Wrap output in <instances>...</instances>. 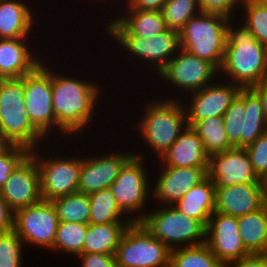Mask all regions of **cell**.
I'll return each mask as SVG.
<instances>
[{"mask_svg":"<svg viewBox=\"0 0 267 267\" xmlns=\"http://www.w3.org/2000/svg\"><path fill=\"white\" fill-rule=\"evenodd\" d=\"M51 71L52 104L56 127L61 134H77L93 119L99 85ZM61 75V76H60ZM94 83V84H93Z\"/></svg>","mask_w":267,"mask_h":267,"instance_id":"6da1fadb","label":"cell"},{"mask_svg":"<svg viewBox=\"0 0 267 267\" xmlns=\"http://www.w3.org/2000/svg\"><path fill=\"white\" fill-rule=\"evenodd\" d=\"M231 23H228L225 57L219 72L240 88H251L267 79V47L243 25L234 29Z\"/></svg>","mask_w":267,"mask_h":267,"instance_id":"7a4b0ae2","label":"cell"},{"mask_svg":"<svg viewBox=\"0 0 267 267\" xmlns=\"http://www.w3.org/2000/svg\"><path fill=\"white\" fill-rule=\"evenodd\" d=\"M146 105L141 122H136L135 128L160 158L187 126L185 108L180 99L172 96L166 100L153 98Z\"/></svg>","mask_w":267,"mask_h":267,"instance_id":"3957f363","label":"cell"},{"mask_svg":"<svg viewBox=\"0 0 267 267\" xmlns=\"http://www.w3.org/2000/svg\"><path fill=\"white\" fill-rule=\"evenodd\" d=\"M230 18L222 14L200 13L179 32L180 48L221 69L225 57Z\"/></svg>","mask_w":267,"mask_h":267,"instance_id":"277c9868","label":"cell"},{"mask_svg":"<svg viewBox=\"0 0 267 267\" xmlns=\"http://www.w3.org/2000/svg\"><path fill=\"white\" fill-rule=\"evenodd\" d=\"M0 132L14 145L29 151L37 149L39 142L45 138L27 115L23 77L0 79Z\"/></svg>","mask_w":267,"mask_h":267,"instance_id":"5b68a950","label":"cell"},{"mask_svg":"<svg viewBox=\"0 0 267 267\" xmlns=\"http://www.w3.org/2000/svg\"><path fill=\"white\" fill-rule=\"evenodd\" d=\"M149 213L144 214L141 223L170 250L206 242V227L199 220L177 211L172 205H161V208Z\"/></svg>","mask_w":267,"mask_h":267,"instance_id":"8992f818","label":"cell"},{"mask_svg":"<svg viewBox=\"0 0 267 267\" xmlns=\"http://www.w3.org/2000/svg\"><path fill=\"white\" fill-rule=\"evenodd\" d=\"M117 267H169L171 250L141 222L129 225L115 253Z\"/></svg>","mask_w":267,"mask_h":267,"instance_id":"52a82bcc","label":"cell"},{"mask_svg":"<svg viewBox=\"0 0 267 267\" xmlns=\"http://www.w3.org/2000/svg\"><path fill=\"white\" fill-rule=\"evenodd\" d=\"M141 153L134 154L124 163L118 177L110 186L112 194L115 197L117 205L121 211L129 217L133 222H141L145 215L142 211L149 194V178L146 167H144V157ZM149 188V189H148ZM137 213L140 215H131ZM131 215L128 216V215Z\"/></svg>","mask_w":267,"mask_h":267,"instance_id":"ba28073f","label":"cell"},{"mask_svg":"<svg viewBox=\"0 0 267 267\" xmlns=\"http://www.w3.org/2000/svg\"><path fill=\"white\" fill-rule=\"evenodd\" d=\"M48 67L43 61L34 71L23 76L27 115L45 139L53 128L57 129L52 104L51 69Z\"/></svg>","mask_w":267,"mask_h":267,"instance_id":"9c48e42d","label":"cell"},{"mask_svg":"<svg viewBox=\"0 0 267 267\" xmlns=\"http://www.w3.org/2000/svg\"><path fill=\"white\" fill-rule=\"evenodd\" d=\"M59 219L51 201H44L14 212V231L22 242L52 249Z\"/></svg>","mask_w":267,"mask_h":267,"instance_id":"30bf717a","label":"cell"},{"mask_svg":"<svg viewBox=\"0 0 267 267\" xmlns=\"http://www.w3.org/2000/svg\"><path fill=\"white\" fill-rule=\"evenodd\" d=\"M39 148L30 151L36 158L40 172L41 195L44 201L78 192L81 158L55 156L43 158Z\"/></svg>","mask_w":267,"mask_h":267,"instance_id":"8fae6325","label":"cell"},{"mask_svg":"<svg viewBox=\"0 0 267 267\" xmlns=\"http://www.w3.org/2000/svg\"><path fill=\"white\" fill-rule=\"evenodd\" d=\"M219 70L209 61L200 59L188 51L179 49L177 54L157 74L178 89L189 93L200 90L211 83ZM218 72V73H217Z\"/></svg>","mask_w":267,"mask_h":267,"instance_id":"7c38bea8","label":"cell"},{"mask_svg":"<svg viewBox=\"0 0 267 267\" xmlns=\"http://www.w3.org/2000/svg\"><path fill=\"white\" fill-rule=\"evenodd\" d=\"M111 36L131 56L138 60L143 59L141 61L144 62L148 61L156 73H159L180 49L179 32L171 29L148 39L137 35Z\"/></svg>","mask_w":267,"mask_h":267,"instance_id":"4fadbf2b","label":"cell"},{"mask_svg":"<svg viewBox=\"0 0 267 267\" xmlns=\"http://www.w3.org/2000/svg\"><path fill=\"white\" fill-rule=\"evenodd\" d=\"M0 193L14 212L43 200L39 167L31 153L12 171Z\"/></svg>","mask_w":267,"mask_h":267,"instance_id":"5bb4252c","label":"cell"},{"mask_svg":"<svg viewBox=\"0 0 267 267\" xmlns=\"http://www.w3.org/2000/svg\"><path fill=\"white\" fill-rule=\"evenodd\" d=\"M207 176L215 187L236 184H260L245 148L233 147L210 155Z\"/></svg>","mask_w":267,"mask_h":267,"instance_id":"9a60e30c","label":"cell"},{"mask_svg":"<svg viewBox=\"0 0 267 267\" xmlns=\"http://www.w3.org/2000/svg\"><path fill=\"white\" fill-rule=\"evenodd\" d=\"M205 243L224 266L249 255L240 238L237 217L231 215L213 212L206 226Z\"/></svg>","mask_w":267,"mask_h":267,"instance_id":"2e32d148","label":"cell"},{"mask_svg":"<svg viewBox=\"0 0 267 267\" xmlns=\"http://www.w3.org/2000/svg\"><path fill=\"white\" fill-rule=\"evenodd\" d=\"M223 84L212 82L204 88L190 93V106L187 108L186 103L183 104L188 126L225 114L241 88L231 82Z\"/></svg>","mask_w":267,"mask_h":267,"instance_id":"e0dca14e","label":"cell"},{"mask_svg":"<svg viewBox=\"0 0 267 267\" xmlns=\"http://www.w3.org/2000/svg\"><path fill=\"white\" fill-rule=\"evenodd\" d=\"M134 153L116 152L99 157L85 156L81 159L78 192L86 195L110 188L118 177L124 163Z\"/></svg>","mask_w":267,"mask_h":267,"instance_id":"ac0fdd59","label":"cell"},{"mask_svg":"<svg viewBox=\"0 0 267 267\" xmlns=\"http://www.w3.org/2000/svg\"><path fill=\"white\" fill-rule=\"evenodd\" d=\"M164 167L156 180L151 196L163 205H173L179 201L191 188L207 177V168L198 167ZM162 202V203H161Z\"/></svg>","mask_w":267,"mask_h":267,"instance_id":"d6986e66","label":"cell"},{"mask_svg":"<svg viewBox=\"0 0 267 267\" xmlns=\"http://www.w3.org/2000/svg\"><path fill=\"white\" fill-rule=\"evenodd\" d=\"M266 202L261 184L216 187L214 212L238 218L260 209Z\"/></svg>","mask_w":267,"mask_h":267,"instance_id":"ffe728a7","label":"cell"},{"mask_svg":"<svg viewBox=\"0 0 267 267\" xmlns=\"http://www.w3.org/2000/svg\"><path fill=\"white\" fill-rule=\"evenodd\" d=\"M210 155L203 146L195 130L186 126L172 146L160 157V161L167 167L208 168Z\"/></svg>","mask_w":267,"mask_h":267,"instance_id":"44dd1931","label":"cell"},{"mask_svg":"<svg viewBox=\"0 0 267 267\" xmlns=\"http://www.w3.org/2000/svg\"><path fill=\"white\" fill-rule=\"evenodd\" d=\"M126 14L107 22L105 31L109 35H137L148 39L168 29L161 11H141L128 8Z\"/></svg>","mask_w":267,"mask_h":267,"instance_id":"7402d4cb","label":"cell"},{"mask_svg":"<svg viewBox=\"0 0 267 267\" xmlns=\"http://www.w3.org/2000/svg\"><path fill=\"white\" fill-rule=\"evenodd\" d=\"M28 38L0 39V79H19L34 71L43 61L32 55Z\"/></svg>","mask_w":267,"mask_h":267,"instance_id":"603a6c76","label":"cell"},{"mask_svg":"<svg viewBox=\"0 0 267 267\" xmlns=\"http://www.w3.org/2000/svg\"><path fill=\"white\" fill-rule=\"evenodd\" d=\"M216 187L207 176L172 206L188 217L199 220L205 227L215 209Z\"/></svg>","mask_w":267,"mask_h":267,"instance_id":"cb8c5ba5","label":"cell"},{"mask_svg":"<svg viewBox=\"0 0 267 267\" xmlns=\"http://www.w3.org/2000/svg\"><path fill=\"white\" fill-rule=\"evenodd\" d=\"M31 11L20 0H0V39L28 38L35 22Z\"/></svg>","mask_w":267,"mask_h":267,"instance_id":"d4e9b609","label":"cell"},{"mask_svg":"<svg viewBox=\"0 0 267 267\" xmlns=\"http://www.w3.org/2000/svg\"><path fill=\"white\" fill-rule=\"evenodd\" d=\"M243 247L249 254H267V202L237 218Z\"/></svg>","mask_w":267,"mask_h":267,"instance_id":"484cf974","label":"cell"},{"mask_svg":"<svg viewBox=\"0 0 267 267\" xmlns=\"http://www.w3.org/2000/svg\"><path fill=\"white\" fill-rule=\"evenodd\" d=\"M132 223L88 224L83 253L115 255L125 229Z\"/></svg>","mask_w":267,"mask_h":267,"instance_id":"4316f807","label":"cell"},{"mask_svg":"<svg viewBox=\"0 0 267 267\" xmlns=\"http://www.w3.org/2000/svg\"><path fill=\"white\" fill-rule=\"evenodd\" d=\"M88 198L91 224L133 223L129 217L124 216L110 188L89 194Z\"/></svg>","mask_w":267,"mask_h":267,"instance_id":"83f0119b","label":"cell"},{"mask_svg":"<svg viewBox=\"0 0 267 267\" xmlns=\"http://www.w3.org/2000/svg\"><path fill=\"white\" fill-rule=\"evenodd\" d=\"M191 127L202 140L203 146L209 155L233 148L225 132L223 116H214L198 121Z\"/></svg>","mask_w":267,"mask_h":267,"instance_id":"f1b7e54d","label":"cell"},{"mask_svg":"<svg viewBox=\"0 0 267 267\" xmlns=\"http://www.w3.org/2000/svg\"><path fill=\"white\" fill-rule=\"evenodd\" d=\"M59 222L90 223V201L88 195L80 192L68 194L51 201Z\"/></svg>","mask_w":267,"mask_h":267,"instance_id":"f546056e","label":"cell"},{"mask_svg":"<svg viewBox=\"0 0 267 267\" xmlns=\"http://www.w3.org/2000/svg\"><path fill=\"white\" fill-rule=\"evenodd\" d=\"M244 148L267 131L261 100L251 88H244Z\"/></svg>","mask_w":267,"mask_h":267,"instance_id":"4dcf8cb0","label":"cell"},{"mask_svg":"<svg viewBox=\"0 0 267 267\" xmlns=\"http://www.w3.org/2000/svg\"><path fill=\"white\" fill-rule=\"evenodd\" d=\"M170 267H225L206 243L171 250Z\"/></svg>","mask_w":267,"mask_h":267,"instance_id":"1f68e13d","label":"cell"},{"mask_svg":"<svg viewBox=\"0 0 267 267\" xmlns=\"http://www.w3.org/2000/svg\"><path fill=\"white\" fill-rule=\"evenodd\" d=\"M87 224L59 222L52 251L62 250L64 254H72L74 257L83 254Z\"/></svg>","mask_w":267,"mask_h":267,"instance_id":"d6a6232c","label":"cell"},{"mask_svg":"<svg viewBox=\"0 0 267 267\" xmlns=\"http://www.w3.org/2000/svg\"><path fill=\"white\" fill-rule=\"evenodd\" d=\"M225 132L233 147L244 148L245 104L244 88H241L223 115Z\"/></svg>","mask_w":267,"mask_h":267,"instance_id":"836d02e7","label":"cell"},{"mask_svg":"<svg viewBox=\"0 0 267 267\" xmlns=\"http://www.w3.org/2000/svg\"><path fill=\"white\" fill-rule=\"evenodd\" d=\"M161 13L166 27L180 32L192 17L201 13V9L198 0H167Z\"/></svg>","mask_w":267,"mask_h":267,"instance_id":"e575fe53","label":"cell"},{"mask_svg":"<svg viewBox=\"0 0 267 267\" xmlns=\"http://www.w3.org/2000/svg\"><path fill=\"white\" fill-rule=\"evenodd\" d=\"M245 11L243 26L267 47V0H244Z\"/></svg>","mask_w":267,"mask_h":267,"instance_id":"d590c367","label":"cell"},{"mask_svg":"<svg viewBox=\"0 0 267 267\" xmlns=\"http://www.w3.org/2000/svg\"><path fill=\"white\" fill-rule=\"evenodd\" d=\"M24 243L14 230L0 234V267H23Z\"/></svg>","mask_w":267,"mask_h":267,"instance_id":"8d00e7d4","label":"cell"},{"mask_svg":"<svg viewBox=\"0 0 267 267\" xmlns=\"http://www.w3.org/2000/svg\"><path fill=\"white\" fill-rule=\"evenodd\" d=\"M245 149L256 175L261 179L267 173V131Z\"/></svg>","mask_w":267,"mask_h":267,"instance_id":"74e56055","label":"cell"},{"mask_svg":"<svg viewBox=\"0 0 267 267\" xmlns=\"http://www.w3.org/2000/svg\"><path fill=\"white\" fill-rule=\"evenodd\" d=\"M29 153L27 148L15 145L7 154L0 157V190L12 171Z\"/></svg>","mask_w":267,"mask_h":267,"instance_id":"f35d334b","label":"cell"},{"mask_svg":"<svg viewBox=\"0 0 267 267\" xmlns=\"http://www.w3.org/2000/svg\"><path fill=\"white\" fill-rule=\"evenodd\" d=\"M202 13L222 14L232 19V14L236 4L243 3L244 0H198Z\"/></svg>","mask_w":267,"mask_h":267,"instance_id":"ab89813d","label":"cell"},{"mask_svg":"<svg viewBox=\"0 0 267 267\" xmlns=\"http://www.w3.org/2000/svg\"><path fill=\"white\" fill-rule=\"evenodd\" d=\"M77 257L82 259L81 267H117L115 255L83 253Z\"/></svg>","mask_w":267,"mask_h":267,"instance_id":"60d3db41","label":"cell"},{"mask_svg":"<svg viewBox=\"0 0 267 267\" xmlns=\"http://www.w3.org/2000/svg\"><path fill=\"white\" fill-rule=\"evenodd\" d=\"M225 267H267V254H249L227 263Z\"/></svg>","mask_w":267,"mask_h":267,"instance_id":"b9f144b4","label":"cell"},{"mask_svg":"<svg viewBox=\"0 0 267 267\" xmlns=\"http://www.w3.org/2000/svg\"><path fill=\"white\" fill-rule=\"evenodd\" d=\"M14 230V211L0 193V232Z\"/></svg>","mask_w":267,"mask_h":267,"instance_id":"7bdbcfd3","label":"cell"},{"mask_svg":"<svg viewBox=\"0 0 267 267\" xmlns=\"http://www.w3.org/2000/svg\"><path fill=\"white\" fill-rule=\"evenodd\" d=\"M167 0H127L128 7L141 11H161Z\"/></svg>","mask_w":267,"mask_h":267,"instance_id":"ee69618b","label":"cell"},{"mask_svg":"<svg viewBox=\"0 0 267 267\" xmlns=\"http://www.w3.org/2000/svg\"><path fill=\"white\" fill-rule=\"evenodd\" d=\"M251 89L258 95L261 100L265 122L267 124V79L263 80L257 85L252 86Z\"/></svg>","mask_w":267,"mask_h":267,"instance_id":"f6af8a7d","label":"cell"},{"mask_svg":"<svg viewBox=\"0 0 267 267\" xmlns=\"http://www.w3.org/2000/svg\"><path fill=\"white\" fill-rule=\"evenodd\" d=\"M15 145L0 132V157L7 154Z\"/></svg>","mask_w":267,"mask_h":267,"instance_id":"bcb514c9","label":"cell"},{"mask_svg":"<svg viewBox=\"0 0 267 267\" xmlns=\"http://www.w3.org/2000/svg\"><path fill=\"white\" fill-rule=\"evenodd\" d=\"M261 188L267 201V173L260 179Z\"/></svg>","mask_w":267,"mask_h":267,"instance_id":"7dc6e473","label":"cell"}]
</instances>
